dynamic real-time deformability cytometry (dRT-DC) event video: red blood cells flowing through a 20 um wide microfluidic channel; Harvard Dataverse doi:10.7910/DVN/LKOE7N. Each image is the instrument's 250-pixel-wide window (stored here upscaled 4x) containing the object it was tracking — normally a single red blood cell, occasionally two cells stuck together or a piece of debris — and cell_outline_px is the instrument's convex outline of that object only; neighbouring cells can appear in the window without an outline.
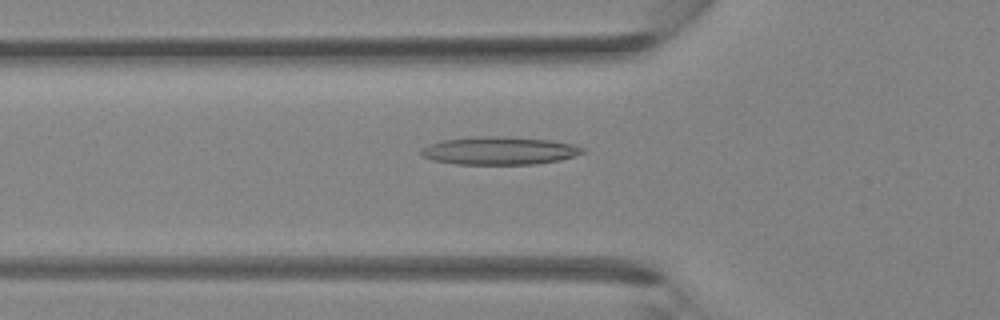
{"species": "Egyptian fruit bat (a non-hibernating species)", "species_latin": "Rousettus aegyptiacus", "temperature_condition": "room temperature", "stored_images_in_passage": 36, "camera_frame_rate_fps": 3000, "um_per_image_px": 0.085, "animal": {"sex": "female"}, "frame": {"image": 1, "passage_image": 13, "time_ms": 4.0, "image_size_px": [1000, 320], "cell_outline_px": [[584, 152], [560, 160], [536, 164], [456, 164], [436, 160], [424, 156], [420, 152], [420, 148], [444, 140], [484, 136], [500, 136], [552, 140], [576, 144], [584, 148]], "centroid_in_image_um": [42.51, 12.81], "position_along_channel_um": 83.3, "area_um2": 26.01}}
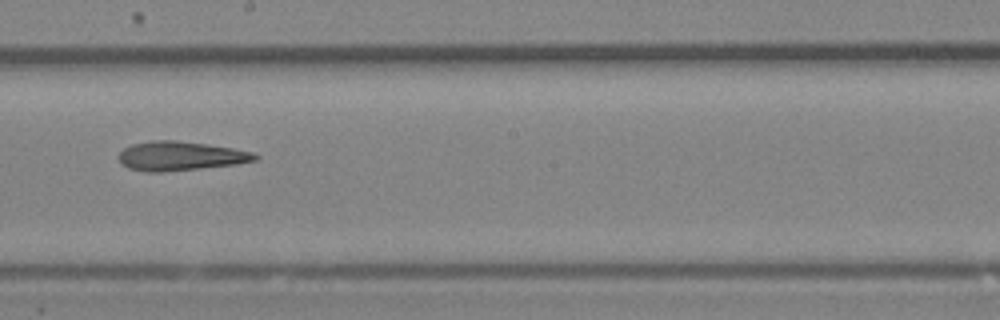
{"frame": {"image": 2, "passage_image": 21, "time_ms": 6.667, "image_size_px": [1000, 320], "cell_outline_px": [[260, 160], [236, 164], [200, 168], [160, 172], [144, 172], [128, 168], [120, 164], [116, 156], [124, 148], [132, 144], [152, 140], [176, 140], [208, 144], [232, 148], [252, 152], [260, 156]], "centroid_in_image_um": [15.31, 13.26], "position_along_channel_um": 232.9, "area_um2": 23.41}}
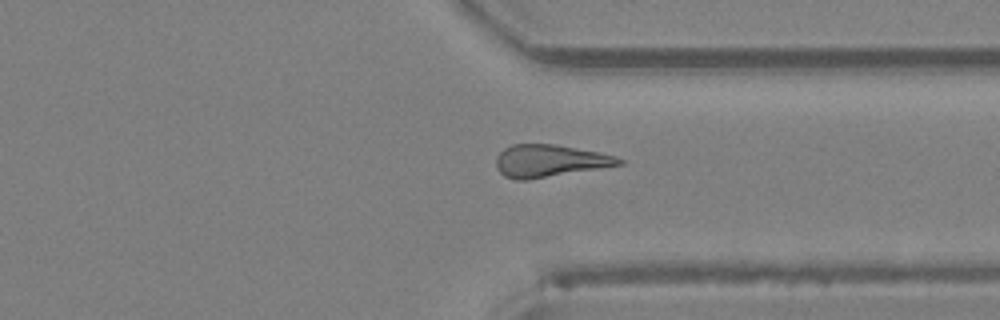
{"frame": {"image": 3, "passage_image": 28, "time_ms": 9.0, "image_size_px": [1000, 320], "cell_outline_px": [[624, 164], [528, 180], [516, 180], [504, 176], [496, 168], [496, 156], [504, 148], [512, 144], [556, 144], [600, 152], [616, 156], [624, 160]], "centroid_in_image_um": [46.71, 13.67], "position_along_channel_um": 364.7, "area_um2": 23.29}}